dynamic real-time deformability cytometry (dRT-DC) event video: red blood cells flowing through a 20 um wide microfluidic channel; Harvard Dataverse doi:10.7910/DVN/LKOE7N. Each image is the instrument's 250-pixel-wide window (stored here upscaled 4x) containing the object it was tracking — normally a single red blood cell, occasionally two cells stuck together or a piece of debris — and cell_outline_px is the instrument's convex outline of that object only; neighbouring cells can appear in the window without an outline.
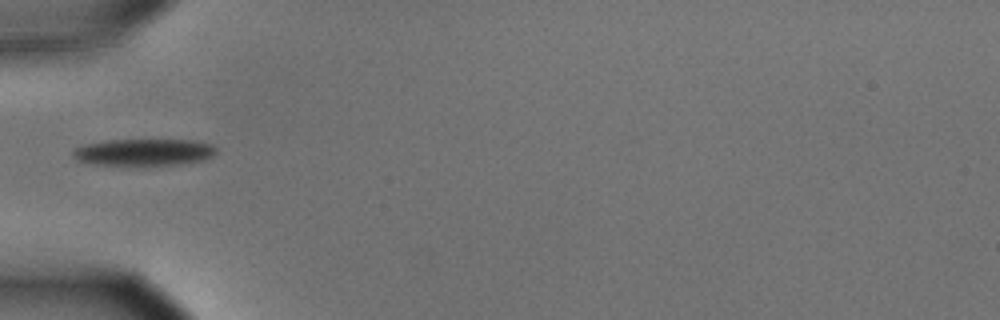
{"species": "common noctule bat (a hibernating species)", "species_latin": "Nyctalus noctula", "temperature_condition": "cold", "stored_images_in_passage": 9, "camera_frame_rate_fps": 3000, "um_per_image_px": 0.085, "animal": {"sex": "male", "body_mass_g": 15.6}, "frame": {"image": 1, "passage_image": 1, "time_ms": 0.0, "image_size_px": [1000, 320], "cell_outline_px": [[216, 152], [212, 156], [204, 160], [180, 164], [144, 168], [92, 164], [76, 160], [72, 156], [72, 152], [76, 148], [84, 144], [108, 140], [192, 140], [212, 144], [216, 148]], "centroid_in_image_um": [12.2, 12.98], "position_along_channel_um": 72.8, "area_um2": 23.41}}
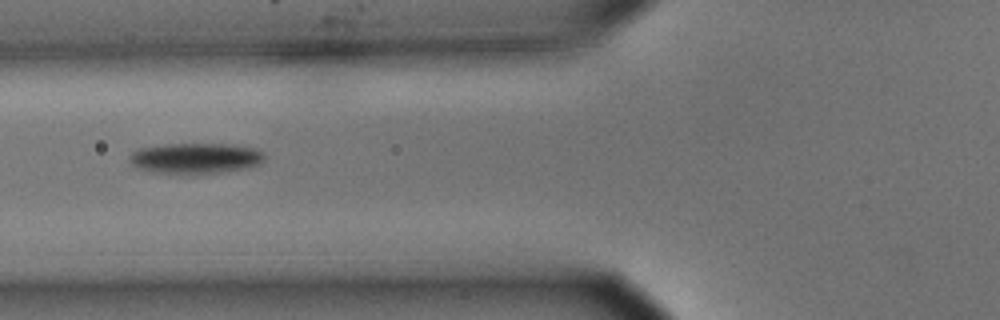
{"frame": {"image": 2, "passage_image": 4, "time_ms": 1.0, "image_size_px": [1000, 320], "cell_outline_px": [[264, 160], [260, 164], [248, 168], [224, 172], [152, 172], [140, 168], [132, 164], [128, 160], [128, 156], [136, 148], [164, 144], [228, 144], [256, 148], [264, 152]], "centroid_in_image_um": [16.63, 13.42], "position_along_channel_um": 109.2, "area_um2": 23.93}}
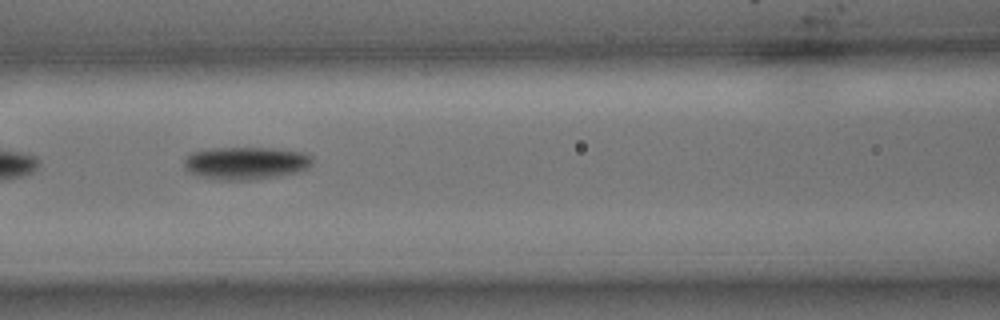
{"frame": {"image": 3, "passage_image": 7, "time_ms": 2.0, "image_size_px": [1000, 320], "cell_outline_px": [[312, 164], [308, 168], [300, 172], [260, 180], [212, 180], [196, 176], [188, 172], [184, 168], [184, 160], [192, 152], [212, 148], [272, 148], [304, 152], [312, 156]], "centroid_in_image_um": [20.9, 13.89], "position_along_channel_um": 145.7, "area_um2": 25.03}}